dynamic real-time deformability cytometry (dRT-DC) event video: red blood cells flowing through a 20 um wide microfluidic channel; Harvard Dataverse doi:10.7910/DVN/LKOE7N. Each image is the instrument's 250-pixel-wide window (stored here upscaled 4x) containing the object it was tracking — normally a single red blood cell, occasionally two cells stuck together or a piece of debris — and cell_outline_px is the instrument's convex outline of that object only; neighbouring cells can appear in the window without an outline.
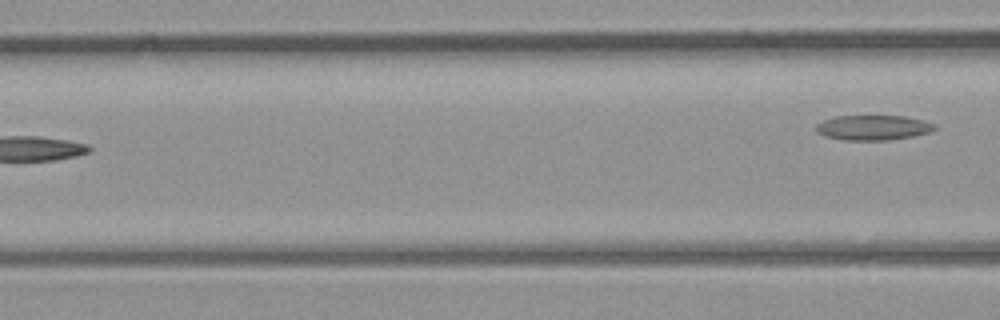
{"species": "common noctule bat (a hibernating species)", "species_latin": "Nyctalus noctula", "temperature_condition": "room temperature", "stored_images_in_passage": 4, "camera_frame_rate_fps": 3000, "um_per_image_px": 0.085, "animal": {"sex": "male", "body_mass_g": 23.1, "forearm_length_mm": 52.7}, "frame": {"image": 1, "passage_image": 4, "time_ms": 4.333, "image_size_px": [1000, 320], "cell_outline_px": [[936, 128], [932, 132], [912, 136], [888, 140], [844, 140], [824, 136], [816, 132], [816, 124], [832, 116], [904, 116], [924, 120], [936, 124]], "centroid_in_image_um": [74.22, 10.84], "position_along_channel_um": 92.4, "area_um2": 17.4}}